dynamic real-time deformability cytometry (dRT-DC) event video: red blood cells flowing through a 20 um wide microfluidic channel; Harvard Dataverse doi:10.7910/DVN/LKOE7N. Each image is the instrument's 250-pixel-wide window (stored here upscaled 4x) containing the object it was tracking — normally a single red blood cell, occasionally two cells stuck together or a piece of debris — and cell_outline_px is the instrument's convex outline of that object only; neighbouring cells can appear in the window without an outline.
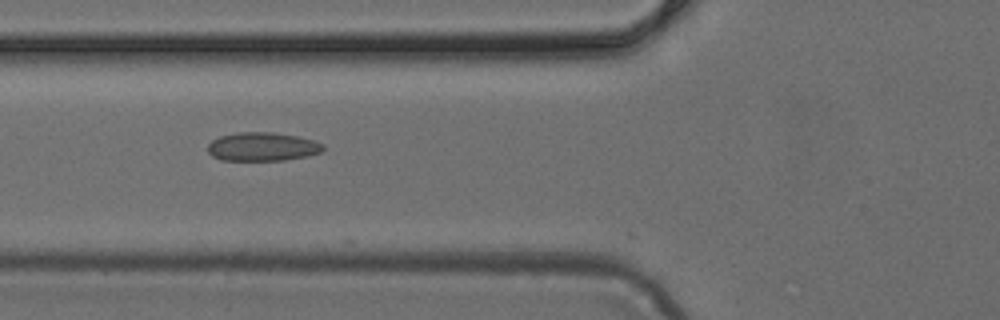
{"species": "common noctule bat (a hibernating species)", "species_latin": "Nyctalus noctula", "temperature_condition": "cold", "stored_images_in_passage": 7, "camera_frame_rate_fps": 3000, "um_per_image_px": 0.085, "animal": {"sex": "female", "body_mass_g": 24.6, "forearm_length_mm": 56.2}, "frame": {"image": 1, "passage_image": 6, "time_ms": 1.667, "image_size_px": [1000, 320], "cell_outline_px": [[324, 148], [320, 152], [308, 156], [284, 160], [220, 160], [212, 156], [208, 152], [208, 144], [212, 140], [220, 136], [236, 132], [272, 132], [296, 136], [312, 140], [324, 144]], "centroid_in_image_um": [22.28, 12.47], "position_along_channel_um": 103.5, "area_um2": 19.25}}